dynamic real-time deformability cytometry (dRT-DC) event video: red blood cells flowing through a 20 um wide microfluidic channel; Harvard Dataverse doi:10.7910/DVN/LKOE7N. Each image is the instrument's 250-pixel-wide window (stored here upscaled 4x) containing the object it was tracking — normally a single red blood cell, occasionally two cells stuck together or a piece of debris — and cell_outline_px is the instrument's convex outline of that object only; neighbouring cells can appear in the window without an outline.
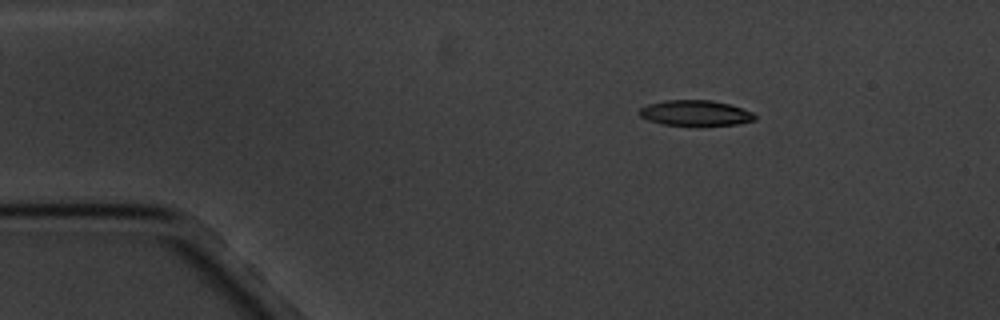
{"species": "common noctule bat (a hibernating species)", "species_latin": "Nyctalus noctula", "temperature_condition": "cold", "stored_images_in_passage": 4, "camera_frame_rate_fps": 3000, "um_per_image_px": 0.085, "animal": {"sex": "male", "body_mass_g": 20.1, "forearm_length_mm": 53.5}, "frame": {"image": 1, "passage_image": 1, "time_ms": 0.0, "image_size_px": [1000, 320], "cell_outline_px": [[756, 120], [736, 124], [664, 124], [648, 120], [640, 116], [636, 112], [640, 108], [648, 104], [664, 100], [712, 100], [728, 104], [752, 112], [756, 116]], "centroid_in_image_um": [59.06, 9.58], "position_along_channel_um": 25.9, "area_um2": 16.76}}
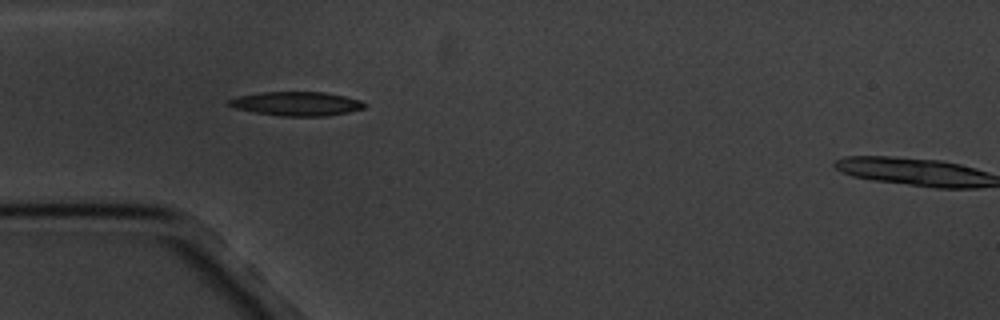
{"frame": {"image": 2, "passage_image": 3, "time_ms": 2.667, "image_size_px": [1000, 320], "cell_outline_px": [[364, 108], [348, 112], [324, 116], [280, 116], [256, 112], [236, 108], [224, 104], [228, 100], [236, 96], [260, 92], [324, 92], [344, 96], [360, 100], [364, 104]], "centroid_in_image_um": [25.15, 8.81], "position_along_channel_um": 59.9, "area_um2": 18.9}}
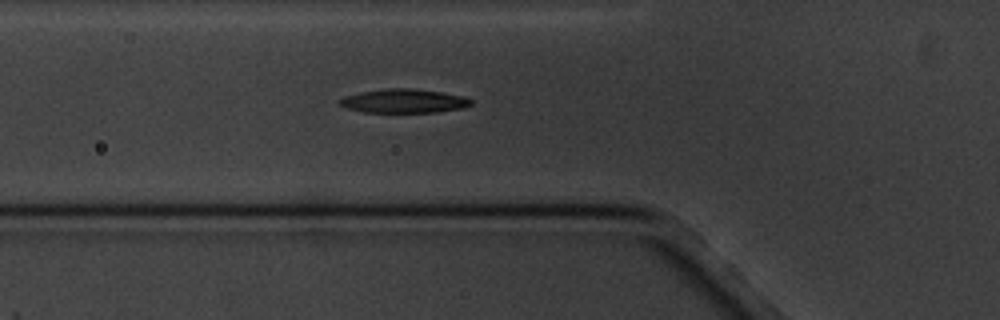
{"frame": {"image": 3, "passage_image": 4, "time_ms": 3.667, "image_size_px": [1000, 320], "cell_outline_px": [[472, 104], [464, 108], [436, 112], [364, 112], [348, 108], [340, 104], [336, 100], [344, 96], [360, 92], [388, 88], [408, 88], [440, 92], [460, 96], [472, 100]], "centroid_in_image_um": [34.29, 8.59], "position_along_channel_um": 91.5, "area_um2": 18.09}}